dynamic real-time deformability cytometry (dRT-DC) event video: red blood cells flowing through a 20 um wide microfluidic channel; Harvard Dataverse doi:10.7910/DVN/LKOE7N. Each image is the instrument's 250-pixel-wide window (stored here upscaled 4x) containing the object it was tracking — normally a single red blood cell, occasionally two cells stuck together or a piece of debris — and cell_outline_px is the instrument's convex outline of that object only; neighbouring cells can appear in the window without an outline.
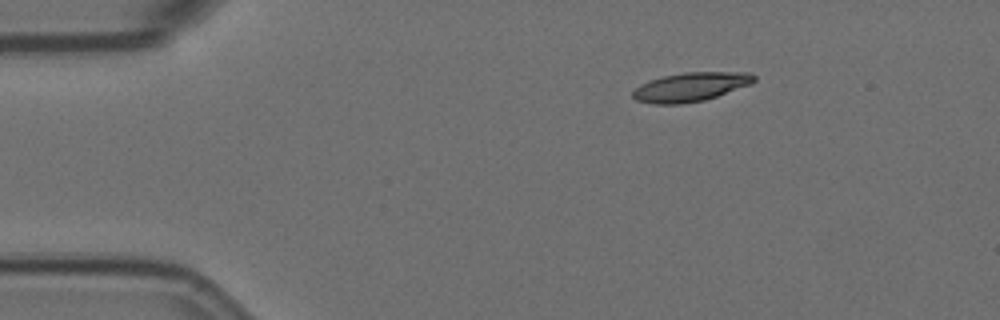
{"species": "Egyptian fruit bat (a non-hibernating species)", "species_latin": "Rousettus aegyptiacus", "temperature_condition": "room temperature", "stored_images_in_passage": 6, "camera_frame_rate_fps": 3000, "um_per_image_px": 0.085, "animal": {"sex": "female"}, "frame": {"image": 1, "passage_image": 1, "time_ms": 0.0, "image_size_px": [1000, 320], "cell_outline_px": [[756, 80], [752, 84], [704, 100], [680, 104], [652, 104], [636, 100], [632, 96], [632, 92], [640, 84], [664, 76], [684, 72], [748, 72], [756, 76]], "centroid_in_image_um": [58.72, 7.39], "position_along_channel_um": 26.3, "area_um2": 20.4}}